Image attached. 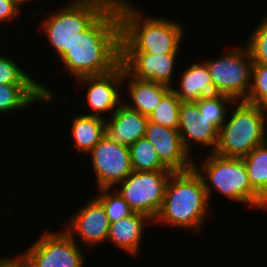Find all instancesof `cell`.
I'll use <instances>...</instances> for the list:
<instances>
[{
    "instance_id": "obj_1",
    "label": "cell",
    "mask_w": 267,
    "mask_h": 267,
    "mask_svg": "<svg viewBox=\"0 0 267 267\" xmlns=\"http://www.w3.org/2000/svg\"><path fill=\"white\" fill-rule=\"evenodd\" d=\"M120 39L121 23L115 0L87 29L76 33L59 61L75 79L106 74L120 64Z\"/></svg>"
},
{
    "instance_id": "obj_2",
    "label": "cell",
    "mask_w": 267,
    "mask_h": 267,
    "mask_svg": "<svg viewBox=\"0 0 267 267\" xmlns=\"http://www.w3.org/2000/svg\"><path fill=\"white\" fill-rule=\"evenodd\" d=\"M130 3L116 0L121 23L120 52L178 53L184 37L183 25L157 16L146 17Z\"/></svg>"
},
{
    "instance_id": "obj_3",
    "label": "cell",
    "mask_w": 267,
    "mask_h": 267,
    "mask_svg": "<svg viewBox=\"0 0 267 267\" xmlns=\"http://www.w3.org/2000/svg\"><path fill=\"white\" fill-rule=\"evenodd\" d=\"M210 204L203 181L194 168L173 172L166 186L162 206L151 224L200 231L208 218Z\"/></svg>"
},
{
    "instance_id": "obj_4",
    "label": "cell",
    "mask_w": 267,
    "mask_h": 267,
    "mask_svg": "<svg viewBox=\"0 0 267 267\" xmlns=\"http://www.w3.org/2000/svg\"><path fill=\"white\" fill-rule=\"evenodd\" d=\"M202 166L193 161V168L200 175L209 199L214 190L235 202L267 210V202L251 187L243 158L224 157L207 152ZM213 192V193H212Z\"/></svg>"
},
{
    "instance_id": "obj_5",
    "label": "cell",
    "mask_w": 267,
    "mask_h": 267,
    "mask_svg": "<svg viewBox=\"0 0 267 267\" xmlns=\"http://www.w3.org/2000/svg\"><path fill=\"white\" fill-rule=\"evenodd\" d=\"M237 106L219 128L215 154L243 158L267 141V111L245 101Z\"/></svg>"
},
{
    "instance_id": "obj_6",
    "label": "cell",
    "mask_w": 267,
    "mask_h": 267,
    "mask_svg": "<svg viewBox=\"0 0 267 267\" xmlns=\"http://www.w3.org/2000/svg\"><path fill=\"white\" fill-rule=\"evenodd\" d=\"M114 1L73 0L43 19L39 28L59 59L70 48L76 33L87 29Z\"/></svg>"
},
{
    "instance_id": "obj_7",
    "label": "cell",
    "mask_w": 267,
    "mask_h": 267,
    "mask_svg": "<svg viewBox=\"0 0 267 267\" xmlns=\"http://www.w3.org/2000/svg\"><path fill=\"white\" fill-rule=\"evenodd\" d=\"M209 70L214 95H227L235 101H244L250 92L253 60L245 44L226 51L218 59L203 61Z\"/></svg>"
},
{
    "instance_id": "obj_8",
    "label": "cell",
    "mask_w": 267,
    "mask_h": 267,
    "mask_svg": "<svg viewBox=\"0 0 267 267\" xmlns=\"http://www.w3.org/2000/svg\"><path fill=\"white\" fill-rule=\"evenodd\" d=\"M27 267H84L86 257L65 230L44 232L18 256Z\"/></svg>"
},
{
    "instance_id": "obj_9",
    "label": "cell",
    "mask_w": 267,
    "mask_h": 267,
    "mask_svg": "<svg viewBox=\"0 0 267 267\" xmlns=\"http://www.w3.org/2000/svg\"><path fill=\"white\" fill-rule=\"evenodd\" d=\"M174 171H133L120 182L116 191L129 204L133 212L152 220L157 216L164 199L166 186Z\"/></svg>"
},
{
    "instance_id": "obj_10",
    "label": "cell",
    "mask_w": 267,
    "mask_h": 267,
    "mask_svg": "<svg viewBox=\"0 0 267 267\" xmlns=\"http://www.w3.org/2000/svg\"><path fill=\"white\" fill-rule=\"evenodd\" d=\"M89 153L97 189L116 188L133 172L129 146L117 143L106 134Z\"/></svg>"
},
{
    "instance_id": "obj_11",
    "label": "cell",
    "mask_w": 267,
    "mask_h": 267,
    "mask_svg": "<svg viewBox=\"0 0 267 267\" xmlns=\"http://www.w3.org/2000/svg\"><path fill=\"white\" fill-rule=\"evenodd\" d=\"M76 80L80 85H88L84 102L88 103L92 112L83 113L84 115L106 119L103 112L112 115L123 101L119 94L121 85L123 86V66L121 64L106 74L83 76Z\"/></svg>"
},
{
    "instance_id": "obj_12",
    "label": "cell",
    "mask_w": 267,
    "mask_h": 267,
    "mask_svg": "<svg viewBox=\"0 0 267 267\" xmlns=\"http://www.w3.org/2000/svg\"><path fill=\"white\" fill-rule=\"evenodd\" d=\"M72 216L64 230L74 240L78 237L90 250L95 244L98 246L107 241L110 221L105 208L96 197L90 199Z\"/></svg>"
},
{
    "instance_id": "obj_13",
    "label": "cell",
    "mask_w": 267,
    "mask_h": 267,
    "mask_svg": "<svg viewBox=\"0 0 267 267\" xmlns=\"http://www.w3.org/2000/svg\"><path fill=\"white\" fill-rule=\"evenodd\" d=\"M178 53L149 54L147 52H120V64L132 77L154 81L172 88Z\"/></svg>"
},
{
    "instance_id": "obj_14",
    "label": "cell",
    "mask_w": 267,
    "mask_h": 267,
    "mask_svg": "<svg viewBox=\"0 0 267 267\" xmlns=\"http://www.w3.org/2000/svg\"><path fill=\"white\" fill-rule=\"evenodd\" d=\"M145 138L155 147L160 161L168 169L176 172L193 168L195 159L185 150L178 130L148 120Z\"/></svg>"
},
{
    "instance_id": "obj_15",
    "label": "cell",
    "mask_w": 267,
    "mask_h": 267,
    "mask_svg": "<svg viewBox=\"0 0 267 267\" xmlns=\"http://www.w3.org/2000/svg\"><path fill=\"white\" fill-rule=\"evenodd\" d=\"M200 113L196 102H181L179 110L178 132L185 150L191 154V145L200 143L213 147L209 152H214L218 143L219 130L205 119L199 118Z\"/></svg>"
},
{
    "instance_id": "obj_16",
    "label": "cell",
    "mask_w": 267,
    "mask_h": 267,
    "mask_svg": "<svg viewBox=\"0 0 267 267\" xmlns=\"http://www.w3.org/2000/svg\"><path fill=\"white\" fill-rule=\"evenodd\" d=\"M111 118H106V135L117 143L130 146L145 137L148 116L129 108L122 102Z\"/></svg>"
},
{
    "instance_id": "obj_17",
    "label": "cell",
    "mask_w": 267,
    "mask_h": 267,
    "mask_svg": "<svg viewBox=\"0 0 267 267\" xmlns=\"http://www.w3.org/2000/svg\"><path fill=\"white\" fill-rule=\"evenodd\" d=\"M47 87L43 83L0 84V114L17 113L36 102L51 103L55 95Z\"/></svg>"
},
{
    "instance_id": "obj_18",
    "label": "cell",
    "mask_w": 267,
    "mask_h": 267,
    "mask_svg": "<svg viewBox=\"0 0 267 267\" xmlns=\"http://www.w3.org/2000/svg\"><path fill=\"white\" fill-rule=\"evenodd\" d=\"M151 221L153 222L148 216L133 212L117 222L110 223L107 243L112 242L133 257L141 250L140 246L145 233V226Z\"/></svg>"
},
{
    "instance_id": "obj_19",
    "label": "cell",
    "mask_w": 267,
    "mask_h": 267,
    "mask_svg": "<svg viewBox=\"0 0 267 267\" xmlns=\"http://www.w3.org/2000/svg\"><path fill=\"white\" fill-rule=\"evenodd\" d=\"M129 79L128 83L127 80ZM123 82L128 84L127 91L132 103L124 102L129 108L149 116L161 99L171 90L170 87L154 81L137 79L123 68Z\"/></svg>"
},
{
    "instance_id": "obj_20",
    "label": "cell",
    "mask_w": 267,
    "mask_h": 267,
    "mask_svg": "<svg viewBox=\"0 0 267 267\" xmlns=\"http://www.w3.org/2000/svg\"><path fill=\"white\" fill-rule=\"evenodd\" d=\"M180 78V89L172 86L171 90L182 102H196L214 95L213 82L204 62H193Z\"/></svg>"
},
{
    "instance_id": "obj_21",
    "label": "cell",
    "mask_w": 267,
    "mask_h": 267,
    "mask_svg": "<svg viewBox=\"0 0 267 267\" xmlns=\"http://www.w3.org/2000/svg\"><path fill=\"white\" fill-rule=\"evenodd\" d=\"M70 132L74 148L80 154H89L106 134V119L80 114L71 122Z\"/></svg>"
},
{
    "instance_id": "obj_22",
    "label": "cell",
    "mask_w": 267,
    "mask_h": 267,
    "mask_svg": "<svg viewBox=\"0 0 267 267\" xmlns=\"http://www.w3.org/2000/svg\"><path fill=\"white\" fill-rule=\"evenodd\" d=\"M251 187L267 202V141L243 157Z\"/></svg>"
},
{
    "instance_id": "obj_23",
    "label": "cell",
    "mask_w": 267,
    "mask_h": 267,
    "mask_svg": "<svg viewBox=\"0 0 267 267\" xmlns=\"http://www.w3.org/2000/svg\"><path fill=\"white\" fill-rule=\"evenodd\" d=\"M133 171H172L159 159L155 147L145 137L129 146Z\"/></svg>"
},
{
    "instance_id": "obj_24",
    "label": "cell",
    "mask_w": 267,
    "mask_h": 267,
    "mask_svg": "<svg viewBox=\"0 0 267 267\" xmlns=\"http://www.w3.org/2000/svg\"><path fill=\"white\" fill-rule=\"evenodd\" d=\"M235 100L227 95H213L196 101L200 117L214 125L218 130L227 118L228 105L235 108Z\"/></svg>"
},
{
    "instance_id": "obj_25",
    "label": "cell",
    "mask_w": 267,
    "mask_h": 267,
    "mask_svg": "<svg viewBox=\"0 0 267 267\" xmlns=\"http://www.w3.org/2000/svg\"><path fill=\"white\" fill-rule=\"evenodd\" d=\"M181 100L170 90L148 116L150 122L178 130Z\"/></svg>"
},
{
    "instance_id": "obj_26",
    "label": "cell",
    "mask_w": 267,
    "mask_h": 267,
    "mask_svg": "<svg viewBox=\"0 0 267 267\" xmlns=\"http://www.w3.org/2000/svg\"><path fill=\"white\" fill-rule=\"evenodd\" d=\"M99 194L96 198L102 203L105 208L106 215L110 223L117 222L118 220L125 218L133 213L129 204L123 199V197L116 191H111V188L98 189Z\"/></svg>"
},
{
    "instance_id": "obj_27",
    "label": "cell",
    "mask_w": 267,
    "mask_h": 267,
    "mask_svg": "<svg viewBox=\"0 0 267 267\" xmlns=\"http://www.w3.org/2000/svg\"><path fill=\"white\" fill-rule=\"evenodd\" d=\"M244 101L267 111V65L253 64L251 88Z\"/></svg>"
},
{
    "instance_id": "obj_28",
    "label": "cell",
    "mask_w": 267,
    "mask_h": 267,
    "mask_svg": "<svg viewBox=\"0 0 267 267\" xmlns=\"http://www.w3.org/2000/svg\"><path fill=\"white\" fill-rule=\"evenodd\" d=\"M254 29L246 45L250 50L253 64L267 65V15Z\"/></svg>"
},
{
    "instance_id": "obj_29",
    "label": "cell",
    "mask_w": 267,
    "mask_h": 267,
    "mask_svg": "<svg viewBox=\"0 0 267 267\" xmlns=\"http://www.w3.org/2000/svg\"><path fill=\"white\" fill-rule=\"evenodd\" d=\"M21 68L15 60L0 54V84H41Z\"/></svg>"
},
{
    "instance_id": "obj_30",
    "label": "cell",
    "mask_w": 267,
    "mask_h": 267,
    "mask_svg": "<svg viewBox=\"0 0 267 267\" xmlns=\"http://www.w3.org/2000/svg\"><path fill=\"white\" fill-rule=\"evenodd\" d=\"M20 12L21 7L14 0H0V24L15 20Z\"/></svg>"
},
{
    "instance_id": "obj_31",
    "label": "cell",
    "mask_w": 267,
    "mask_h": 267,
    "mask_svg": "<svg viewBox=\"0 0 267 267\" xmlns=\"http://www.w3.org/2000/svg\"><path fill=\"white\" fill-rule=\"evenodd\" d=\"M0 267H27V265L18 257L7 258L0 256Z\"/></svg>"
},
{
    "instance_id": "obj_32",
    "label": "cell",
    "mask_w": 267,
    "mask_h": 267,
    "mask_svg": "<svg viewBox=\"0 0 267 267\" xmlns=\"http://www.w3.org/2000/svg\"><path fill=\"white\" fill-rule=\"evenodd\" d=\"M18 5H20L21 7L23 6V4L25 3L26 4V2H28V1H31L32 2V0H14ZM35 1V0H34Z\"/></svg>"
}]
</instances>
